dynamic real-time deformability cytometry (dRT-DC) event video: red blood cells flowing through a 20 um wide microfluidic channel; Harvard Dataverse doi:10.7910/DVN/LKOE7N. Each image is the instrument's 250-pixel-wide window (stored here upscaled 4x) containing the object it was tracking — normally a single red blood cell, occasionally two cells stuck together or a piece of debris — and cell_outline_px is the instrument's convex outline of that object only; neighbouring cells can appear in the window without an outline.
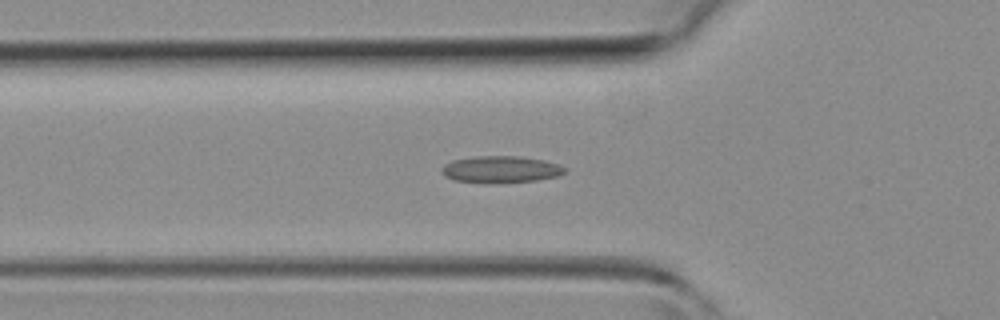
{"species": "common noctule bat (a hibernating species)", "species_latin": "Nyctalus noctula", "temperature_condition": "room temperature", "stored_images_in_passage": 45, "camera_frame_rate_fps": 3000, "um_per_image_px": 0.085, "animal": {"sex": "female", "body_mass_g": 19.3, "forearm_length_mm": 54.1}, "frame": {"image": 1, "passage_image": 15, "time_ms": 4.667, "image_size_px": [1000, 320], "cell_outline_px": [[568, 168], [560, 176], [536, 180], [488, 184], [484, 184], [456, 180], [444, 176], [440, 172], [440, 168], [444, 164], [452, 160], [476, 156], [520, 156], [544, 160], [560, 164]], "centroid_in_image_um": [42.56, 14.4], "position_along_channel_um": 83.2, "area_um2": 19.65}}
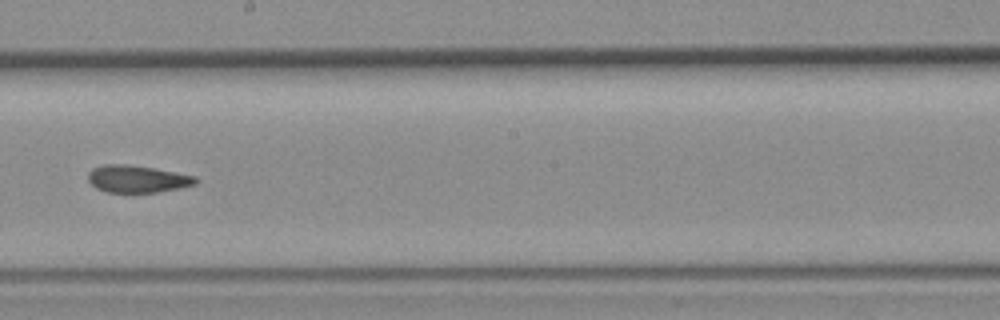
{"frame": {"image": 2, "passage_image": 25, "time_ms": 8.0, "image_size_px": [1000, 320], "cell_outline_px": [[200, 180], [196, 184], [180, 188], [156, 192], [108, 192], [96, 188], [88, 180], [88, 172], [92, 168], [104, 164], [124, 164], [152, 168], [196, 176]], "centroid_in_image_um": [11.67, 15.21], "position_along_channel_um": 236.5, "area_um2": 16.99}}
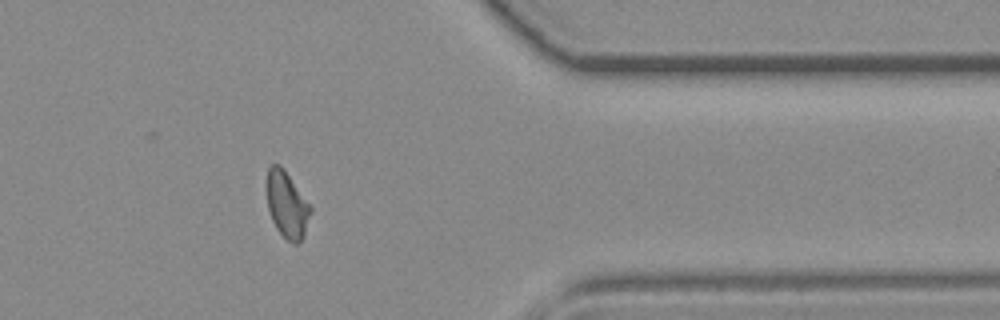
{"frame": {"image": 3, "passage_image": 36, "time_ms": 11.667, "image_size_px": [1000, 320], "cell_outline_px": [[312, 212], [304, 236], [296, 244], [292, 244], [276, 228], [272, 220], [268, 208], [268, 168], [272, 164], [280, 164], [284, 168], [312, 204]], "centroid_in_image_um": [24.45, 17.39], "position_along_channel_um": 387.0, "area_um2": 17.11}}